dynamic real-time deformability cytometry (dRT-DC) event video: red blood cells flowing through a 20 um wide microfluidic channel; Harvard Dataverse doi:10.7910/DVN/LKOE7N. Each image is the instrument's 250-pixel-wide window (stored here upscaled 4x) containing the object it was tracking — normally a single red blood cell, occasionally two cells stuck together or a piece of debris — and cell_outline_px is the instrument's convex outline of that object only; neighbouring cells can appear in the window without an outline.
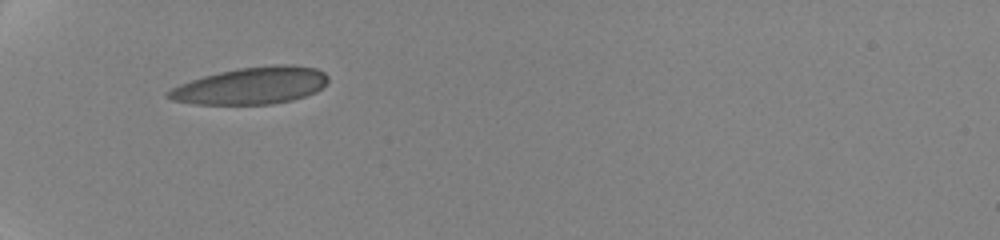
{"species": "human", "species_latin": "Homo sapiens", "temperature_condition": "cold", "stored_images_in_passage": 25, "camera_frame_rate_fps": 3000, "um_per_image_px": 0.085, "donor": {"sex": "female"}, "frame": {"image": 1, "passage_image": 1, "time_ms": 0.0, "image_size_px": [1000, 240], "cell_outline_px": [[328, 80], [316, 92], [292, 100], [272, 104], [192, 104], [172, 100], [164, 96], [164, 92], [180, 84], [204, 76], [236, 68], [272, 64], [292, 64], [316, 68], [324, 72], [328, 76]], "centroid_in_image_um": [21.33, 7.28], "position_along_channel_um": 63.7, "area_um2": 34.62}}
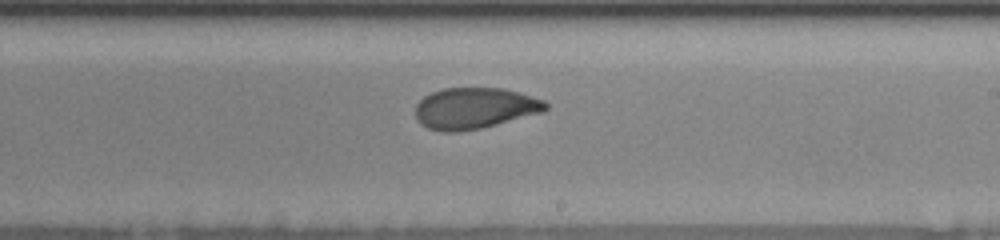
{"frame": {"image": 2, "passage_image": 12, "time_ms": 5.667, "image_size_px": [1000, 240], "cell_outline_px": [[548, 108], [544, 112], [480, 128], [460, 132], [444, 132], [428, 128], [420, 124], [416, 120], [416, 104], [424, 96], [432, 92], [444, 88], [500, 88], [516, 92], [544, 100], [548, 104]], "centroid_in_image_um": [40.32, 9.21], "position_along_channel_um": 248.7, "area_um2": 31.15}}
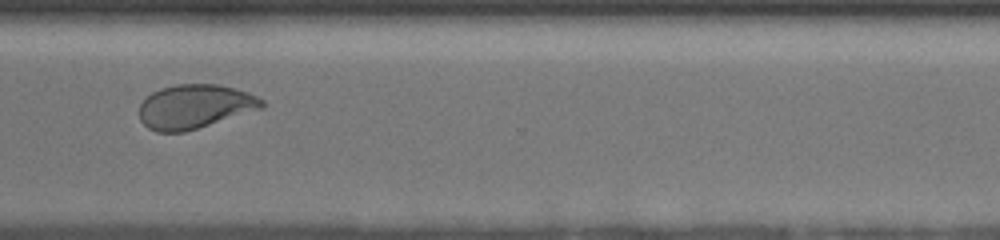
{"frame": {"image": 3, "passage_image": 24, "time_ms": 8.667, "image_size_px": [1000, 240], "cell_outline_px": [[264, 108], [184, 132], [156, 132], [148, 128], [140, 120], [140, 104], [152, 92], [160, 88], [176, 84], [216, 84], [236, 88], [248, 92], [264, 100]], "centroid_in_image_um": [16.57, 9.05], "position_along_channel_um": 354.0, "area_um2": 31.5}}